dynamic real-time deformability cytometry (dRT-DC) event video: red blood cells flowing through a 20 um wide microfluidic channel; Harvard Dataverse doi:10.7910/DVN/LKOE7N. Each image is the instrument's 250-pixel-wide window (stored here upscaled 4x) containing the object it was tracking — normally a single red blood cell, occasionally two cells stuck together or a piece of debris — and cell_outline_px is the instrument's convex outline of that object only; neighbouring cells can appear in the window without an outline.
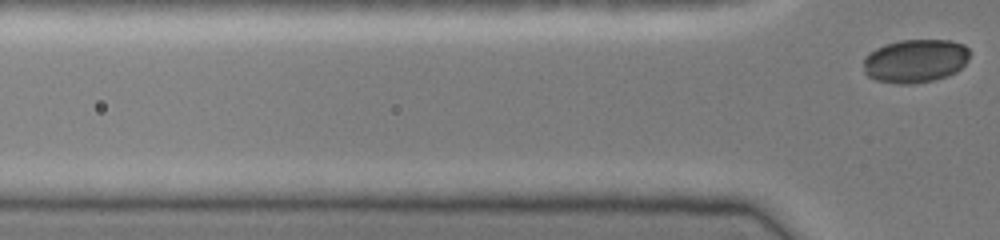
{"species": "common noctule bat (a hibernating species)", "species_latin": "Nyctalus noctula", "temperature_condition": "cold", "stored_images_in_passage": 2, "camera_frame_rate_fps": 3000, "um_per_image_px": 0.085, "animal": {"sex": "female", "body_mass_g": 19.0, "forearm_length_mm": 51.5}, "frame": {"image": 1, "passage_image": 2, "time_ms": 0.333, "image_size_px": [1000, 240], "cell_outline_px": [[968, 60], [956, 72], [948, 76], [932, 80], [912, 84], [896, 84], [876, 80], [868, 76], [864, 72], [864, 56], [868, 52], [884, 44], [900, 40], [952, 40], [964, 44], [968, 48]], "centroid_in_image_um": [77.78, 5.17], "position_along_channel_um": 48.0, "area_um2": 27.11}}